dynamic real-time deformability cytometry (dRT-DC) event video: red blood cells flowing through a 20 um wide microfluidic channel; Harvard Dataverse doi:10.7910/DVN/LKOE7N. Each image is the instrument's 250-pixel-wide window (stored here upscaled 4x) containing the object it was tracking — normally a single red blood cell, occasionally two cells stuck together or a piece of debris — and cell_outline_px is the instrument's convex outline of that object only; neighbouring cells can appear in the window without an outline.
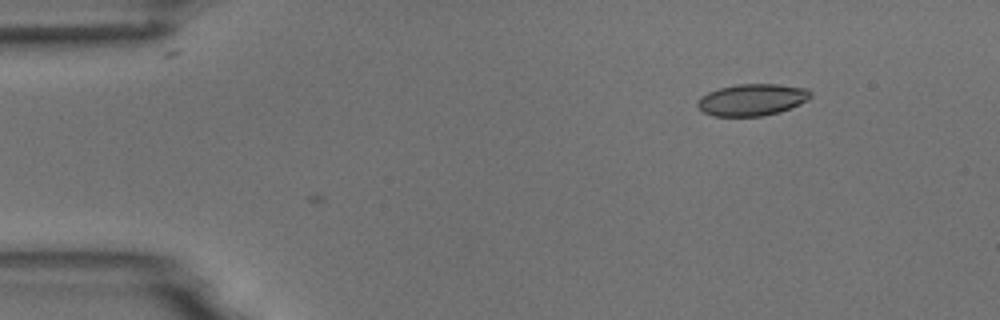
{"species": "common noctule bat (a hibernating species)", "species_latin": "Nyctalus noctula", "temperature_condition": "room temperature", "stored_images_in_passage": 11, "camera_frame_rate_fps": 3000, "um_per_image_px": 0.085, "animal": {"sex": "male", "body_mass_g": 18.8}, "frame": {"image": 1, "passage_image": 11, "time_ms": 3.333, "image_size_px": [1000, 320], "cell_outline_px": [[812, 96], [808, 100], [800, 104], [780, 112], [764, 116], [712, 116], [704, 112], [696, 104], [700, 96], [708, 92], [720, 88], [736, 84], [780, 84], [808, 88], [812, 92]], "centroid_in_image_um": [63.96, 8.47], "position_along_channel_um": 21.0, "area_um2": 21.15}}